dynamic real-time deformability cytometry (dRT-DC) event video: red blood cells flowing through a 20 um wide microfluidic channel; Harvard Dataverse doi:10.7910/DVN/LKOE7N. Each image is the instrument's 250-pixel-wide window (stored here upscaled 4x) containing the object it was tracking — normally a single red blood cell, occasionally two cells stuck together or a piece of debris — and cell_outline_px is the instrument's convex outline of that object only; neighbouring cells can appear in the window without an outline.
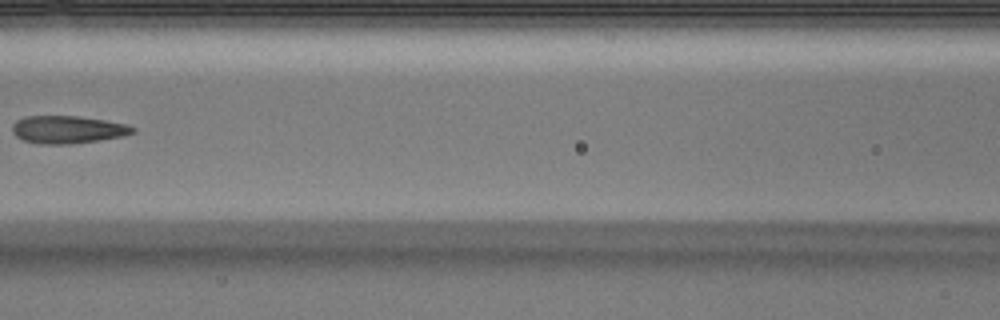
{"species": "Egyptian fruit bat (a non-hibernating species)", "species_latin": "Rousettus aegyptiacus", "temperature_condition": "warm", "stored_images_in_passage": 7, "segment_of_instrument_passage": [1, 2], "camera_frame_rate_fps": 3000, "um_per_image_px": 0.085, "animal": {"sex": "male"}, "frame": {"image": 1, "passage_image": 6, "time_ms": 1.667, "image_size_px": [1000, 320], "cell_outline_px": [[136, 132], [124, 136], [72, 144], [36, 144], [24, 140], [16, 136], [12, 132], [12, 124], [16, 120], [24, 116], [80, 116], [128, 124], [136, 128]], "centroid_in_image_um": [5.76, 11.01], "position_along_channel_um": 160.8, "area_um2": 19.65}}